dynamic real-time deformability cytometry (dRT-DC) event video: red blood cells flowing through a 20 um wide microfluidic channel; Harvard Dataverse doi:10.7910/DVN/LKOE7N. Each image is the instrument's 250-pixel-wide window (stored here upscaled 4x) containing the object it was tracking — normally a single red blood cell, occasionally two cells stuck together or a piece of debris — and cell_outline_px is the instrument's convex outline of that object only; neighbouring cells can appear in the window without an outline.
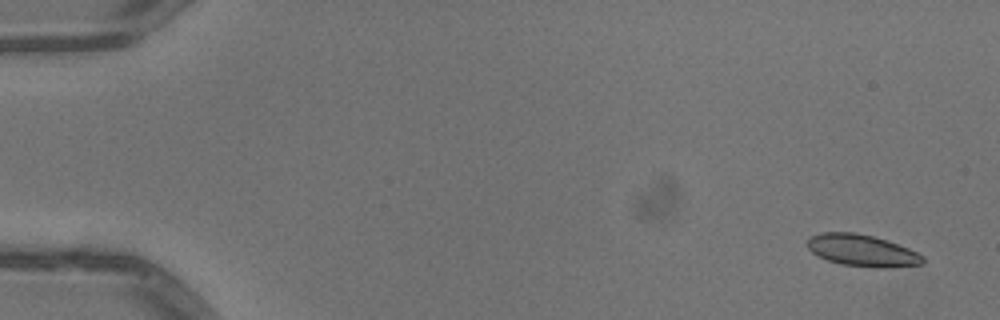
{"species": "common noctule bat (a hibernating species)", "species_latin": "Nyctalus noctula", "temperature_condition": "warm", "stored_images_in_passage": 18, "camera_frame_rate_fps": 3000, "um_per_image_px": 0.085, "animal": {"sex": "male", "body_mass_g": 13.3}, "frame": {"image": 1, "passage_image": 3, "time_ms": 0.667, "image_size_px": [1000, 320], "cell_outline_px": [[924, 264], [888, 268], [876, 268], [840, 264], [828, 260], [812, 252], [808, 248], [808, 240], [812, 236], [824, 232], [856, 232], [888, 240], [908, 248], [924, 256]], "centroid_in_image_um": [73.32, 21.3], "position_along_channel_um": 11.7, "area_um2": 21.39}}
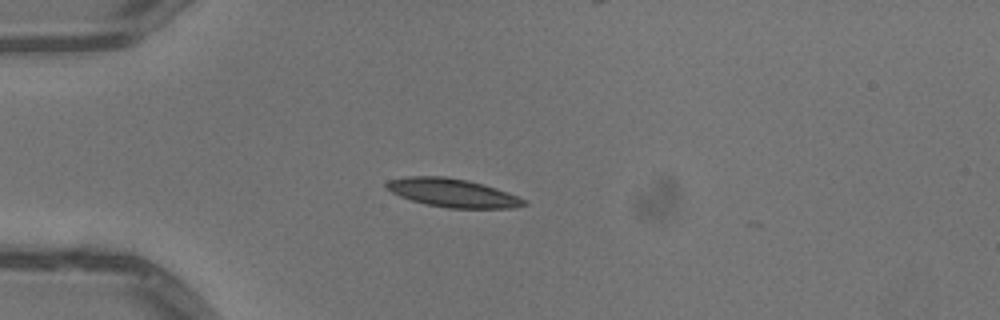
{"frame": {"image": 2, "passage_image": 15, "time_ms": 4.667, "image_size_px": [1000, 320], "cell_outline_px": [[528, 204], [516, 208], [448, 208], [424, 204], [400, 196], [384, 188], [384, 184], [388, 180], [404, 176], [448, 176], [468, 180], [484, 184], [508, 192], [528, 200]], "centroid_in_image_um": [38.48, 16.39], "position_along_channel_um": 46.5, "area_um2": 23.18}}